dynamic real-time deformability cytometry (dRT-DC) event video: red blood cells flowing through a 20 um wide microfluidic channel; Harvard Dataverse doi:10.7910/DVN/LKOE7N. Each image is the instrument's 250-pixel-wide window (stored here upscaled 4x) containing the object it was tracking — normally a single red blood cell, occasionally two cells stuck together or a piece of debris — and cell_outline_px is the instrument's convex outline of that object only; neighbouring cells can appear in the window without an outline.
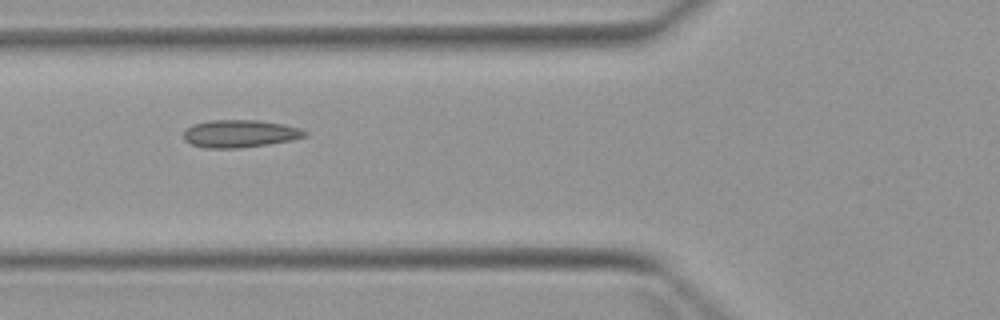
{"species": "Egyptian fruit bat (a non-hibernating species)", "species_latin": "Rousettus aegyptiacus", "temperature_condition": "warm", "stored_images_in_passage": 8, "camera_frame_rate_fps": 3000, "um_per_image_px": 0.085, "animal": {"sex": "female"}, "frame": {"image": 1, "passage_image": 5, "time_ms": 5.667, "image_size_px": [1000, 320], "cell_outline_px": [[308, 136], [292, 140], [268, 144], [240, 148], [204, 148], [192, 144], [184, 140], [184, 132], [192, 124], [208, 120], [256, 120], [284, 124], [300, 128], [308, 132]], "centroid_in_image_um": [20.41, 11.36], "position_along_channel_um": 105.4, "area_um2": 19.59}}
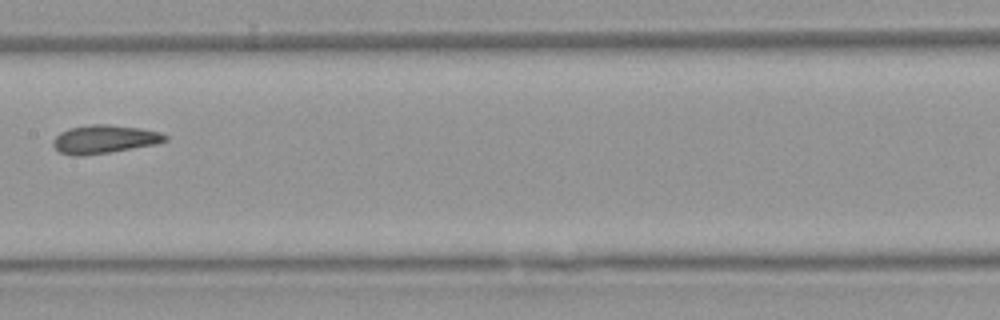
{"frame": {"image": 2, "passage_image": 7, "time_ms": 8.0, "image_size_px": [1000, 320], "cell_outline_px": [[168, 140], [156, 144], [112, 152], [80, 156], [76, 156], [60, 152], [52, 144], [52, 140], [60, 132], [68, 128], [92, 124], [108, 124], [140, 128], [160, 132], [168, 136]], "centroid_in_image_um": [8.87, 11.83], "position_along_channel_um": 198.5, "area_um2": 18.61}}
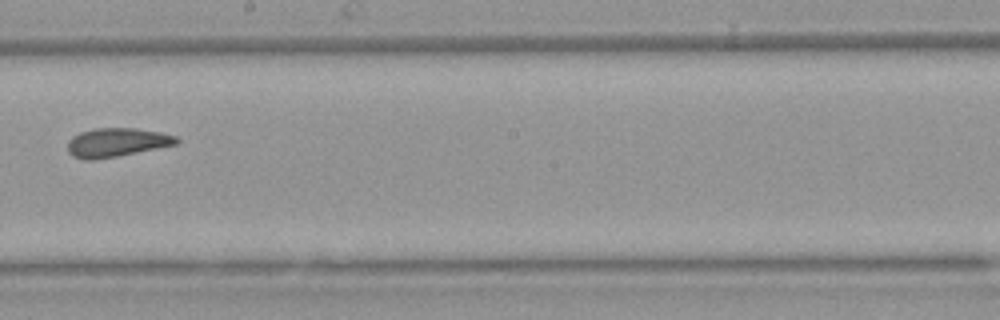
{"frame": {"image": 3, "passage_image": 8, "time_ms": 9.0, "image_size_px": [1000, 320], "cell_outline_px": [[180, 140], [176, 144], [116, 156], [92, 160], [84, 160], [72, 156], [68, 152], [68, 140], [72, 136], [80, 132], [92, 128], [136, 128], [160, 132], [176, 136]], "centroid_in_image_um": [9.87, 12.09], "position_along_channel_um": 238.3, "area_um2": 18.21}}